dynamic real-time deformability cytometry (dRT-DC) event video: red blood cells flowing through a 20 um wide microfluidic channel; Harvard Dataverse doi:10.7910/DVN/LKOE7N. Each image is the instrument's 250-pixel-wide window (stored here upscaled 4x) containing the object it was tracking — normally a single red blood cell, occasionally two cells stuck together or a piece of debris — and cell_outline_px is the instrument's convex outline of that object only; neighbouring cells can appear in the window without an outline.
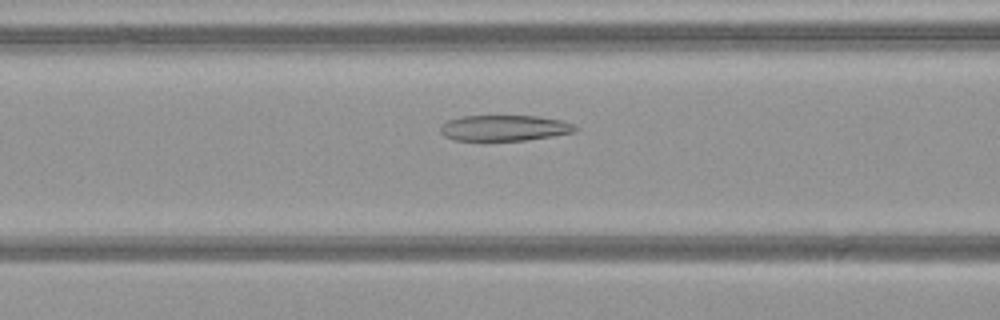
{"species": "common noctule bat (a hibernating species)", "species_latin": "Nyctalus noctula", "temperature_condition": "warm", "stored_images_in_passage": 50, "camera_frame_rate_fps": 3000, "um_per_image_px": 0.085, "animal": {"sex": "female", "body_mass_g": 21.9}, "frame": {"image": 1, "passage_image": 21, "time_ms": 6.667, "image_size_px": [1000, 320], "cell_outline_px": [[580, 128], [576, 132], [552, 136], [524, 140], [452, 140], [444, 136], [440, 132], [440, 128], [448, 120], [464, 116], [536, 116], [560, 120], [572, 124]], "centroid_in_image_um": [42.89, 10.88], "position_along_channel_um": 123.7, "area_um2": 20.11}}
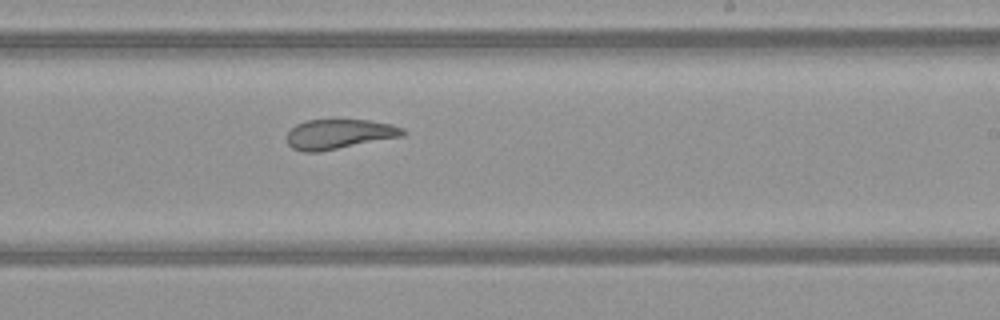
{"frame": {"image": 2, "passage_image": 31, "time_ms": 10.0, "image_size_px": [1000, 320], "cell_outline_px": [[404, 136], [320, 152], [304, 152], [292, 148], [288, 144], [288, 132], [296, 124], [304, 120], [368, 120], [392, 124], [404, 128]], "centroid_in_image_um": [28.83, 11.4], "position_along_channel_um": 260.2, "area_um2": 20.17}}
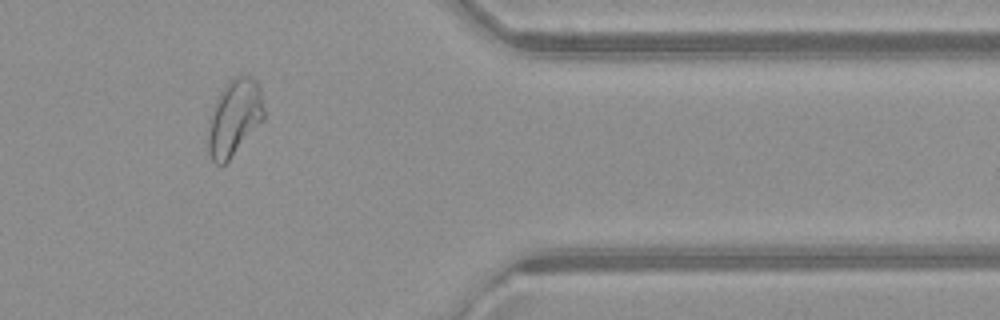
{"frame": {"image": 3, "passage_image": 42, "time_ms": 13.667, "image_size_px": [1000, 320], "cell_outline_px": [[264, 120], [228, 160], [220, 168], [212, 160], [208, 152], [208, 132], [212, 108], [220, 92], [228, 80], [232, 76], [248, 76], [256, 80], [260, 88], [264, 112]], "centroid_in_image_um": [19.91, 9.99], "position_along_channel_um": 391.5, "area_um2": 24.8}, "authors_computed_cell_mechanics": {"area_um2": 24.8829, "velocity_mm_per_s": 4.0924, "shape_relaxation_time_tau1_ms": null, "shape_relaxation_time_tau2_ms": 1.7973, "deformation_change_tau1": null, "deformation_change_tau2": 0.0968}}